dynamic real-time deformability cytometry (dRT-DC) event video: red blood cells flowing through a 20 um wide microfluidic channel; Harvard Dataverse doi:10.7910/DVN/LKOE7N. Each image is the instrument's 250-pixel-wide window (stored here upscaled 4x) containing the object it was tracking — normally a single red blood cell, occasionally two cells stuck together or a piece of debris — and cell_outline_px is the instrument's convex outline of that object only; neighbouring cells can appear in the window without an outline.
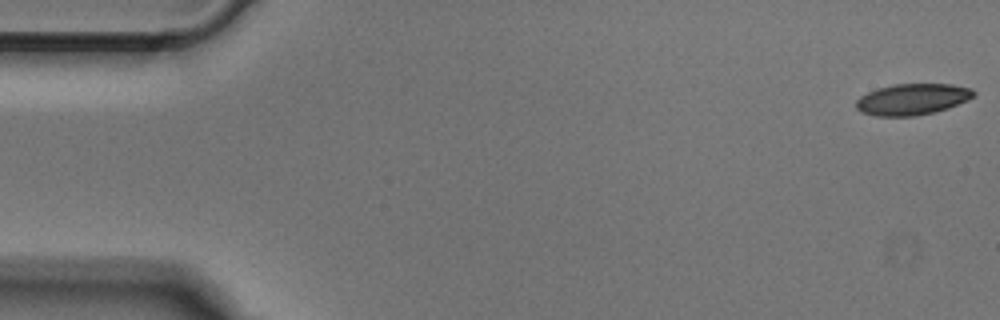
{"species": "Egyptian fruit bat (a non-hibernating species)", "species_latin": "Rousettus aegyptiacus", "temperature_condition": "cold", "stored_images_in_passage": 51, "camera_frame_rate_fps": 3000, "um_per_image_px": 0.085, "animal": {"sex": "male"}, "frame": {"image": 1, "passage_image": 1, "time_ms": 0.0, "image_size_px": [1000, 320], "cell_outline_px": [[976, 96], [968, 100], [948, 108], [936, 112], [912, 116], [876, 116], [860, 112], [856, 108], [856, 100], [860, 96], [868, 92], [892, 84], [952, 84], [972, 88], [976, 92]], "centroid_in_image_um": [77.57, 8.44], "position_along_channel_um": 7.4, "area_um2": 21.56}}
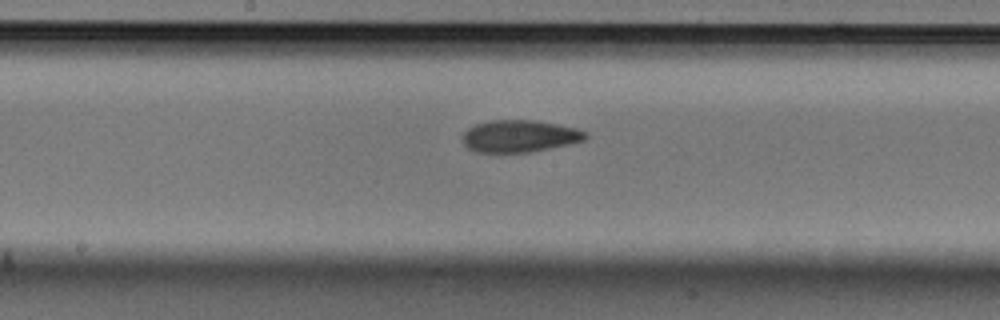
{"frame": {"image": 2, "passage_image": 26, "time_ms": 8.333, "image_size_px": [1000, 320], "cell_outline_px": [[588, 136], [584, 140], [572, 144], [532, 152], [500, 156], [476, 152], [468, 148], [464, 144], [464, 132], [468, 128], [476, 124], [492, 120], [536, 120], [576, 128], [588, 132]], "centroid_in_image_um": [44.16, 11.62], "position_along_channel_um": 204.0, "area_um2": 23.87}}
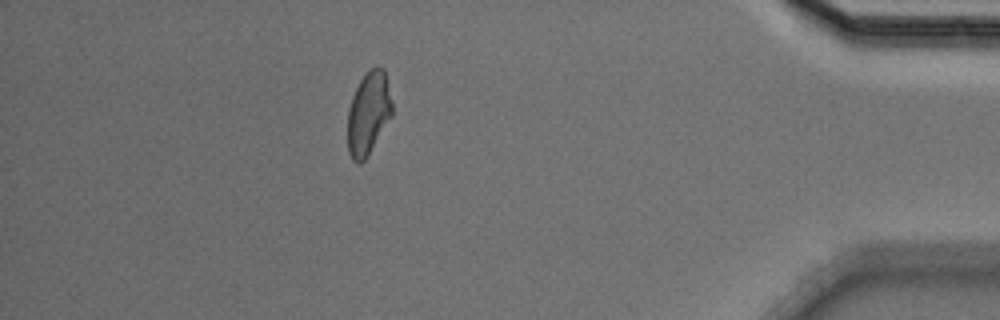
{"frame": {"image": 3, "passage_image": 45, "time_ms": 14.667, "image_size_px": [1000, 320], "cell_outline_px": [[392, 116], [364, 160], [360, 164], [356, 164], [352, 160], [348, 152], [348, 108], [352, 96], [360, 80], [368, 68], [376, 64], [384, 68], [392, 104]], "centroid_in_image_um": [31.31, 9.59], "position_along_channel_um": 403.9, "area_um2": 21.62}}